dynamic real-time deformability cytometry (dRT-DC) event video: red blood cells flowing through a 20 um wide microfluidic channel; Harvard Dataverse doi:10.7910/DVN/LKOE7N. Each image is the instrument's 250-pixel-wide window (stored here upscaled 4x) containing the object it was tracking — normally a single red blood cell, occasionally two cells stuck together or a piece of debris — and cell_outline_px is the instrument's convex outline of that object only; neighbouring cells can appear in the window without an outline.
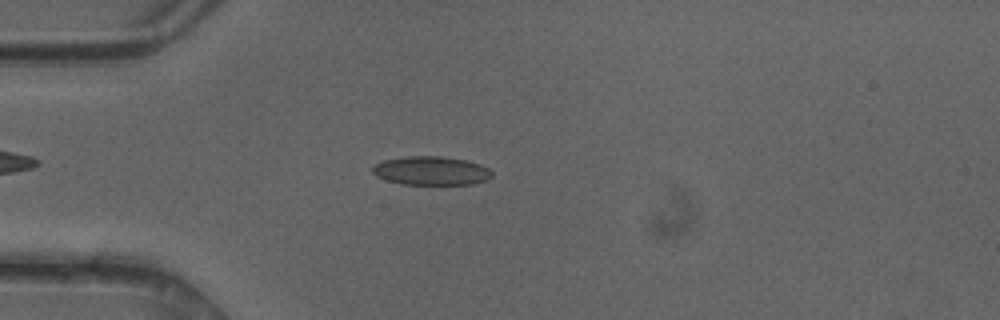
{"species": "common noctule bat (a hibernating species)", "species_latin": "Nyctalus noctula", "temperature_condition": "cold", "stored_images_in_passage": 44, "camera_frame_rate_fps": 3000, "um_per_image_px": 0.085, "animal": {"sex": "female"}, "frame": {"image": 1, "passage_image": 9, "time_ms": 2.667, "image_size_px": [1000, 320], "cell_outline_px": [[492, 176], [488, 180], [472, 184], [400, 184], [376, 176], [372, 172], [372, 168], [376, 164], [384, 160], [408, 156], [440, 156], [464, 160], [480, 164], [488, 168], [492, 172]], "centroid_in_image_um": [36.66, 14.52], "position_along_channel_um": 48.3, "area_um2": 19.88}}
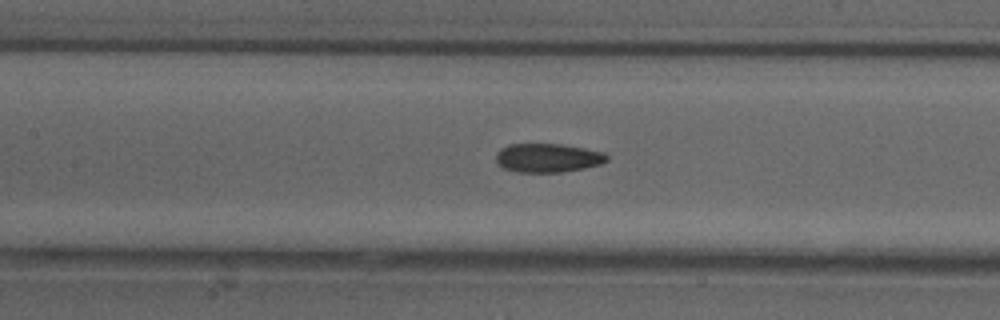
{"frame": {"image": 2, "passage_image": 18, "time_ms": 5.667, "image_size_px": [1000, 320], "cell_outline_px": [[608, 160], [600, 164], [584, 168], [560, 172], [516, 172], [504, 168], [496, 160], [496, 152], [500, 148], [508, 144], [560, 144], [584, 148], [604, 152], [608, 156]], "centroid_in_image_um": [46.55, 13.41], "position_along_channel_um": 160.9, "area_um2": 18.61}}
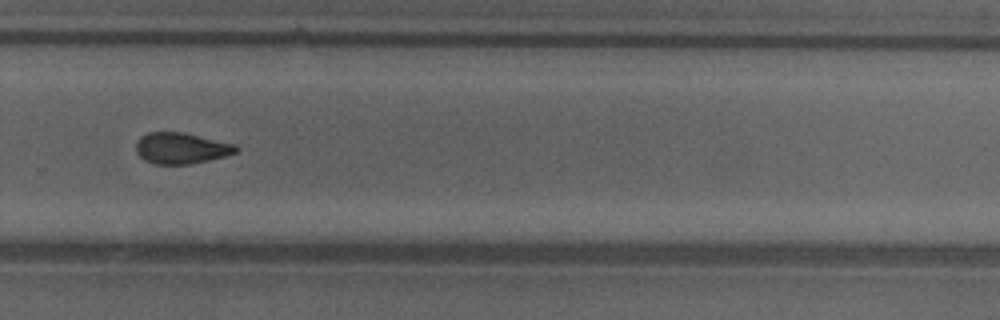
{"frame": {"image": 3, "passage_image": 29, "time_ms": 9.333, "image_size_px": [1000, 320], "cell_outline_px": [[240, 152], [192, 164], [156, 164], [144, 160], [136, 152], [136, 144], [140, 136], [148, 132], [184, 132], [236, 144], [240, 148]], "centroid_in_image_um": [15.43, 12.59], "position_along_channel_um": 314.4, "area_um2": 18.32}, "authors_computed_cell_mechanics": {"area_um2": 19.0162, "velocity_mm_per_s": 4.2122, "shape_relaxation_time_tau1_ms": 9.9673, "shape_relaxation_time_tau2_ms": 2.9265, "deformation_change_tau1": 0.1855, "deformation_change_tau2": 0.0986}}